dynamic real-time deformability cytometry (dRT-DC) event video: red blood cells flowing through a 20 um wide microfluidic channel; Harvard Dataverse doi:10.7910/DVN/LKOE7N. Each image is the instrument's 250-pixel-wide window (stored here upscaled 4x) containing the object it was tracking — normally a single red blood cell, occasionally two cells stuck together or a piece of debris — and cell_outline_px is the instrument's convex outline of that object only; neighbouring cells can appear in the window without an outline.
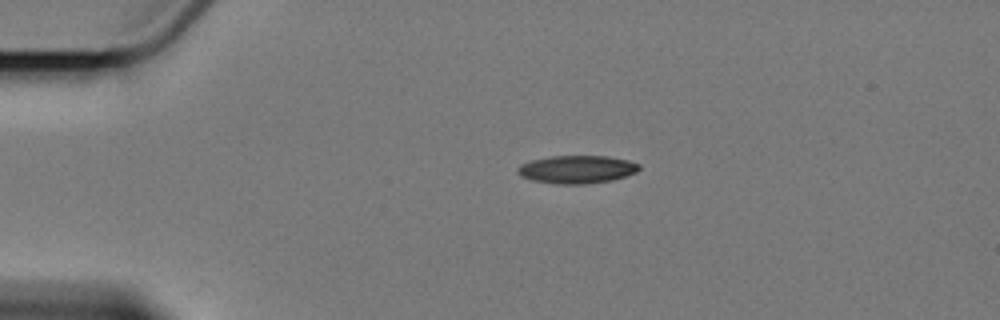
{"species": "Egyptian fruit bat (a non-hibernating species)", "species_latin": "Rousettus aegyptiacus", "temperature_condition": "cold", "stored_images_in_passage": 10, "camera_frame_rate_fps": 3000, "um_per_image_px": 0.085, "animal": {"sex": "female"}, "frame": {"image": 1, "passage_image": 1, "time_ms": 0.0, "image_size_px": [1000, 320], "cell_outline_px": [[640, 168], [636, 172], [612, 180], [588, 184], [556, 184], [532, 180], [520, 176], [516, 172], [516, 168], [520, 164], [532, 160], [552, 156], [604, 156], [628, 160], [640, 164]], "centroid_in_image_um": [49.0, 14.4], "position_along_channel_um": 36.0, "area_um2": 19.83}}
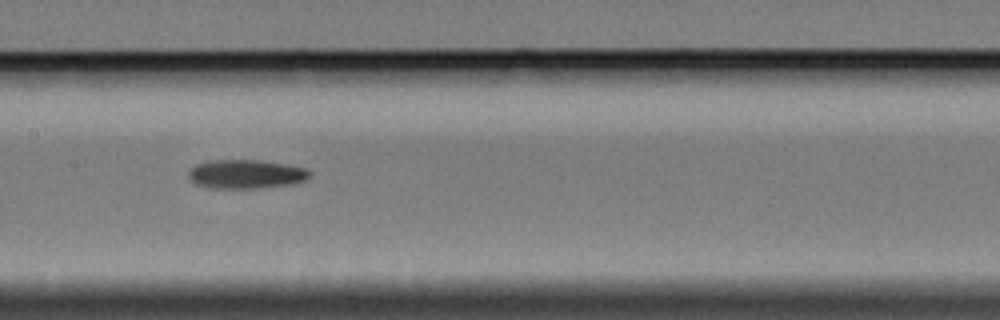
{"frame": {"image": 2, "passage_image": 6, "time_ms": 5.667, "image_size_px": [1000, 320], "cell_outline_px": [[312, 172], [304, 180], [288, 184], [260, 188], [212, 188], [196, 184], [188, 176], [188, 172], [196, 164], [208, 160], [260, 160], [308, 168]], "centroid_in_image_um": [20.89, 14.79], "position_along_channel_um": 186.5, "area_um2": 20.29}}
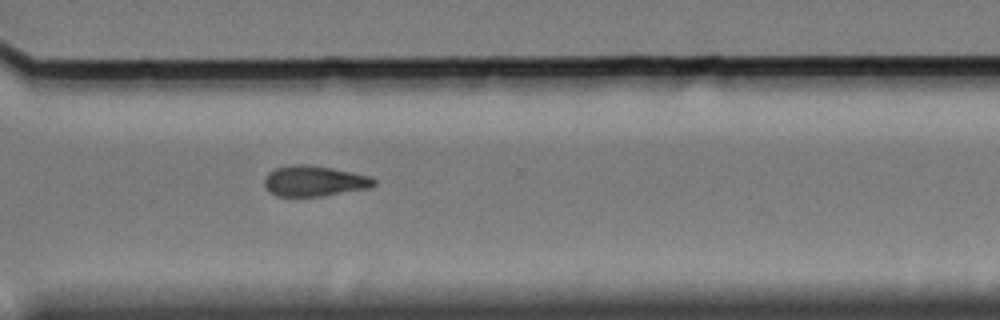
{"frame": {"image": 3, "passage_image": 10, "time_ms": 10.333, "image_size_px": [1000, 320], "cell_outline_px": [[376, 184], [372, 188], [320, 196], [276, 196], [268, 192], [264, 184], [264, 180], [268, 172], [276, 168], [288, 164], [308, 164], [332, 168], [372, 176], [376, 180]], "centroid_in_image_um": [26.72, 15.38], "position_along_channel_um": 343.9, "area_um2": 19.83}}